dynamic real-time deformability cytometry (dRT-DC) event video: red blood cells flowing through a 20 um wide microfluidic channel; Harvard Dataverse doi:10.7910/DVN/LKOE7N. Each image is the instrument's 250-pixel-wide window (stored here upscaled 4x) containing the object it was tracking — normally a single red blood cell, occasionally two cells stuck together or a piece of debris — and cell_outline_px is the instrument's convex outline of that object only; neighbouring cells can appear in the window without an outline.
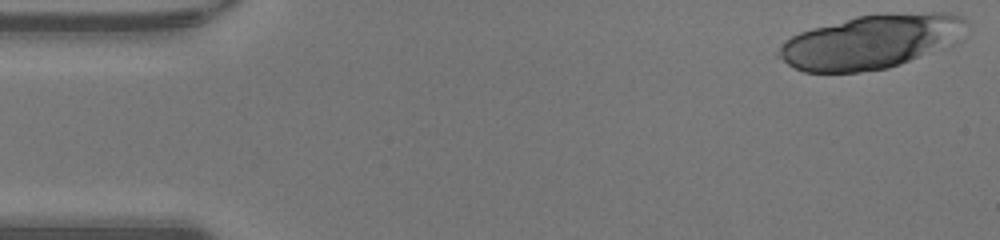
{"species": "human", "species_latin": "Homo sapiens", "temperature_condition": "warm", "stored_images_in_passage": 13, "camera_frame_rate_fps": 3000, "um_per_image_px": 0.085, "donor": {"sex": "male"}, "frame": {"image": 1, "passage_image": 1, "time_ms": 0.0, "image_size_px": [1000, 240], "cell_outline_px": [[968, 20], [916, 56], [900, 64], [888, 68], [860, 72], [804, 72], [788, 64], [776, 56], [776, 52], [780, 44], [784, 40], [800, 32], [812, 28], [856, 16], [888, 12], [948, 12], [964, 16]], "centroid_in_image_um": [73.69, 3.52], "position_along_channel_um": 11.3, "area_um2": 56.36}}
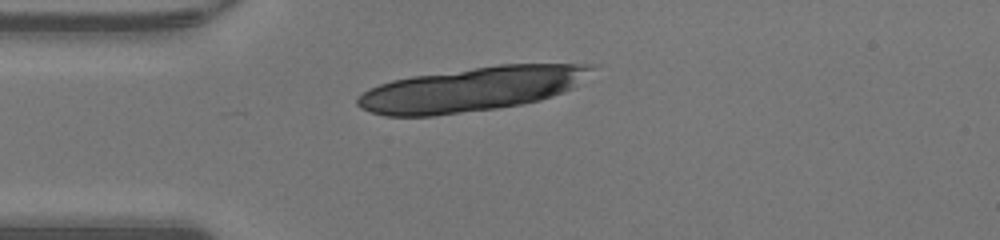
{"frame": {"image": 2, "passage_image": 11, "time_ms": 3.333, "image_size_px": [1000, 240], "cell_outline_px": [[600, 64], [572, 88], [564, 92], [540, 100], [520, 104], [496, 108], [432, 116], [384, 116], [360, 108], [356, 104], [356, 96], [368, 88], [392, 80], [412, 76], [500, 64]], "centroid_in_image_um": [40.06, 7.58], "position_along_channel_um": 44.9, "area_um2": 60.29}}